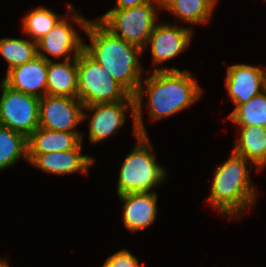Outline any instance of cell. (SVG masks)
<instances>
[{
  "label": "cell",
  "instance_id": "1",
  "mask_svg": "<svg viewBox=\"0 0 266 267\" xmlns=\"http://www.w3.org/2000/svg\"><path fill=\"white\" fill-rule=\"evenodd\" d=\"M142 79L135 97V122L140 135H147L142 114V98L147 92L151 120L164 119L190 108L201 97L202 89L189 71L177 68H155ZM145 84V87H144Z\"/></svg>",
  "mask_w": 266,
  "mask_h": 267
},
{
  "label": "cell",
  "instance_id": "2",
  "mask_svg": "<svg viewBox=\"0 0 266 267\" xmlns=\"http://www.w3.org/2000/svg\"><path fill=\"white\" fill-rule=\"evenodd\" d=\"M67 8L72 14L71 22L84 30L90 39V44L84 42L83 50L134 96L142 81L139 56L143 50L113 35L98 20L93 22L78 15L71 4Z\"/></svg>",
  "mask_w": 266,
  "mask_h": 267
},
{
  "label": "cell",
  "instance_id": "3",
  "mask_svg": "<svg viewBox=\"0 0 266 267\" xmlns=\"http://www.w3.org/2000/svg\"><path fill=\"white\" fill-rule=\"evenodd\" d=\"M232 155L223 164H216L214 177L211 185V194L205 202L227 218L239 217L245 211L255 205L256 186L250 180V168H256L243 156L232 151Z\"/></svg>",
  "mask_w": 266,
  "mask_h": 267
},
{
  "label": "cell",
  "instance_id": "4",
  "mask_svg": "<svg viewBox=\"0 0 266 267\" xmlns=\"http://www.w3.org/2000/svg\"><path fill=\"white\" fill-rule=\"evenodd\" d=\"M137 145L123 161L118 177L117 195L130 192H151L164 182L166 170L156 162L147 135H139ZM163 180V181H162Z\"/></svg>",
  "mask_w": 266,
  "mask_h": 267
},
{
  "label": "cell",
  "instance_id": "5",
  "mask_svg": "<svg viewBox=\"0 0 266 267\" xmlns=\"http://www.w3.org/2000/svg\"><path fill=\"white\" fill-rule=\"evenodd\" d=\"M159 8H162V0H150L132 8L111 9L97 20L113 35L145 50L148 38L157 25Z\"/></svg>",
  "mask_w": 266,
  "mask_h": 267
},
{
  "label": "cell",
  "instance_id": "6",
  "mask_svg": "<svg viewBox=\"0 0 266 267\" xmlns=\"http://www.w3.org/2000/svg\"><path fill=\"white\" fill-rule=\"evenodd\" d=\"M78 99L84 106L119 102L131 94L84 50L77 57Z\"/></svg>",
  "mask_w": 266,
  "mask_h": 267
},
{
  "label": "cell",
  "instance_id": "7",
  "mask_svg": "<svg viewBox=\"0 0 266 267\" xmlns=\"http://www.w3.org/2000/svg\"><path fill=\"white\" fill-rule=\"evenodd\" d=\"M0 125L27 138L39 127L40 98L0 83Z\"/></svg>",
  "mask_w": 266,
  "mask_h": 267
},
{
  "label": "cell",
  "instance_id": "8",
  "mask_svg": "<svg viewBox=\"0 0 266 267\" xmlns=\"http://www.w3.org/2000/svg\"><path fill=\"white\" fill-rule=\"evenodd\" d=\"M130 108L133 119V133L135 138L140 134L135 122V97L130 95L126 100L119 102L96 103L84 106L83 110L93 111L89 121V141L102 142L103 139L116 134L125 123V113Z\"/></svg>",
  "mask_w": 266,
  "mask_h": 267
},
{
  "label": "cell",
  "instance_id": "9",
  "mask_svg": "<svg viewBox=\"0 0 266 267\" xmlns=\"http://www.w3.org/2000/svg\"><path fill=\"white\" fill-rule=\"evenodd\" d=\"M78 98L45 95L40 98L39 127L64 132H79L75 127L88 118Z\"/></svg>",
  "mask_w": 266,
  "mask_h": 267
},
{
  "label": "cell",
  "instance_id": "10",
  "mask_svg": "<svg viewBox=\"0 0 266 267\" xmlns=\"http://www.w3.org/2000/svg\"><path fill=\"white\" fill-rule=\"evenodd\" d=\"M66 18L68 16L62 17L45 36L37 41V55L39 57L52 61L45 55L46 52L53 58L64 57V60H71L77 58L83 51V39L80 38L73 25L67 22Z\"/></svg>",
  "mask_w": 266,
  "mask_h": 267
},
{
  "label": "cell",
  "instance_id": "11",
  "mask_svg": "<svg viewBox=\"0 0 266 267\" xmlns=\"http://www.w3.org/2000/svg\"><path fill=\"white\" fill-rule=\"evenodd\" d=\"M193 36L192 28L158 23L151 32L148 44L151 47L152 64L159 65L182 53Z\"/></svg>",
  "mask_w": 266,
  "mask_h": 267
},
{
  "label": "cell",
  "instance_id": "12",
  "mask_svg": "<svg viewBox=\"0 0 266 267\" xmlns=\"http://www.w3.org/2000/svg\"><path fill=\"white\" fill-rule=\"evenodd\" d=\"M225 87L236 107L248 102L266 89V70L249 64L228 67Z\"/></svg>",
  "mask_w": 266,
  "mask_h": 267
},
{
  "label": "cell",
  "instance_id": "13",
  "mask_svg": "<svg viewBox=\"0 0 266 267\" xmlns=\"http://www.w3.org/2000/svg\"><path fill=\"white\" fill-rule=\"evenodd\" d=\"M47 68L48 61L36 56L9 70L2 81L14 90L42 98L47 95Z\"/></svg>",
  "mask_w": 266,
  "mask_h": 267
},
{
  "label": "cell",
  "instance_id": "14",
  "mask_svg": "<svg viewBox=\"0 0 266 267\" xmlns=\"http://www.w3.org/2000/svg\"><path fill=\"white\" fill-rule=\"evenodd\" d=\"M123 204L122 221L132 233L146 229L155 222L157 214V194L151 192H130L118 195Z\"/></svg>",
  "mask_w": 266,
  "mask_h": 267
},
{
  "label": "cell",
  "instance_id": "15",
  "mask_svg": "<svg viewBox=\"0 0 266 267\" xmlns=\"http://www.w3.org/2000/svg\"><path fill=\"white\" fill-rule=\"evenodd\" d=\"M82 143L68 151L48 152L45 154H28V162L42 171L65 175L75 172L87 174L88 168L94 164V158L82 155Z\"/></svg>",
  "mask_w": 266,
  "mask_h": 267
},
{
  "label": "cell",
  "instance_id": "16",
  "mask_svg": "<svg viewBox=\"0 0 266 267\" xmlns=\"http://www.w3.org/2000/svg\"><path fill=\"white\" fill-rule=\"evenodd\" d=\"M83 140V133L55 131L38 127L28 138V154L68 151L77 148Z\"/></svg>",
  "mask_w": 266,
  "mask_h": 267
},
{
  "label": "cell",
  "instance_id": "17",
  "mask_svg": "<svg viewBox=\"0 0 266 267\" xmlns=\"http://www.w3.org/2000/svg\"><path fill=\"white\" fill-rule=\"evenodd\" d=\"M47 95L78 98L77 58L48 61Z\"/></svg>",
  "mask_w": 266,
  "mask_h": 267
},
{
  "label": "cell",
  "instance_id": "18",
  "mask_svg": "<svg viewBox=\"0 0 266 267\" xmlns=\"http://www.w3.org/2000/svg\"><path fill=\"white\" fill-rule=\"evenodd\" d=\"M240 126V137L232 151L250 161L261 171L266 167V127Z\"/></svg>",
  "mask_w": 266,
  "mask_h": 267
},
{
  "label": "cell",
  "instance_id": "19",
  "mask_svg": "<svg viewBox=\"0 0 266 267\" xmlns=\"http://www.w3.org/2000/svg\"><path fill=\"white\" fill-rule=\"evenodd\" d=\"M217 0H162V8L187 24H206Z\"/></svg>",
  "mask_w": 266,
  "mask_h": 267
},
{
  "label": "cell",
  "instance_id": "20",
  "mask_svg": "<svg viewBox=\"0 0 266 267\" xmlns=\"http://www.w3.org/2000/svg\"><path fill=\"white\" fill-rule=\"evenodd\" d=\"M21 157L28 161L27 137L0 125V171L15 165Z\"/></svg>",
  "mask_w": 266,
  "mask_h": 267
},
{
  "label": "cell",
  "instance_id": "21",
  "mask_svg": "<svg viewBox=\"0 0 266 267\" xmlns=\"http://www.w3.org/2000/svg\"><path fill=\"white\" fill-rule=\"evenodd\" d=\"M228 119L237 125L266 127V89L248 102L235 107Z\"/></svg>",
  "mask_w": 266,
  "mask_h": 267
},
{
  "label": "cell",
  "instance_id": "22",
  "mask_svg": "<svg viewBox=\"0 0 266 267\" xmlns=\"http://www.w3.org/2000/svg\"><path fill=\"white\" fill-rule=\"evenodd\" d=\"M0 54L7 61L8 69L33 60L37 55V42L17 38L0 39Z\"/></svg>",
  "mask_w": 266,
  "mask_h": 267
},
{
  "label": "cell",
  "instance_id": "23",
  "mask_svg": "<svg viewBox=\"0 0 266 267\" xmlns=\"http://www.w3.org/2000/svg\"><path fill=\"white\" fill-rule=\"evenodd\" d=\"M62 18L45 7H37L28 12L23 18V32L31 40L37 42L45 36L55 24Z\"/></svg>",
  "mask_w": 266,
  "mask_h": 267
},
{
  "label": "cell",
  "instance_id": "24",
  "mask_svg": "<svg viewBox=\"0 0 266 267\" xmlns=\"http://www.w3.org/2000/svg\"><path fill=\"white\" fill-rule=\"evenodd\" d=\"M102 267H140L138 259L127 249L109 256Z\"/></svg>",
  "mask_w": 266,
  "mask_h": 267
},
{
  "label": "cell",
  "instance_id": "25",
  "mask_svg": "<svg viewBox=\"0 0 266 267\" xmlns=\"http://www.w3.org/2000/svg\"><path fill=\"white\" fill-rule=\"evenodd\" d=\"M150 0H116L114 9H126L142 5Z\"/></svg>",
  "mask_w": 266,
  "mask_h": 267
},
{
  "label": "cell",
  "instance_id": "26",
  "mask_svg": "<svg viewBox=\"0 0 266 267\" xmlns=\"http://www.w3.org/2000/svg\"><path fill=\"white\" fill-rule=\"evenodd\" d=\"M0 267H10V266L5 260L0 259Z\"/></svg>",
  "mask_w": 266,
  "mask_h": 267
}]
</instances>
